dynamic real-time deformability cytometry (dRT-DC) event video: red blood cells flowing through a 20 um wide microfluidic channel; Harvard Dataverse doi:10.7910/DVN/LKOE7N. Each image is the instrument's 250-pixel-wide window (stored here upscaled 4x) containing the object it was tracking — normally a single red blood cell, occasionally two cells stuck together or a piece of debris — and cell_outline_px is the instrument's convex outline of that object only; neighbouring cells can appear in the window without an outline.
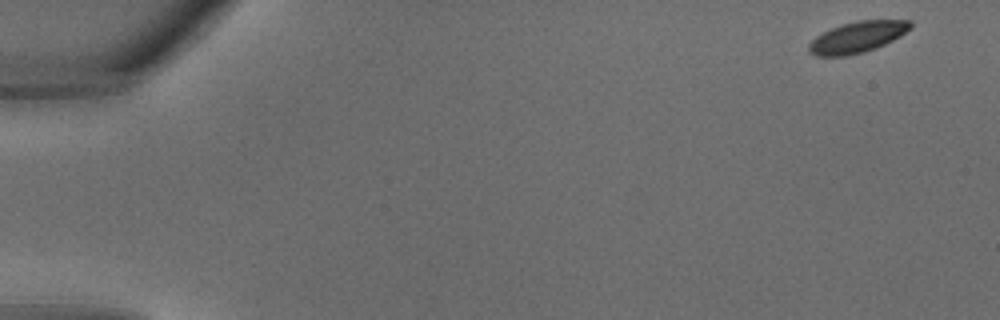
{"species": "common noctule bat (a hibernating species)", "species_latin": "Nyctalus noctula", "temperature_condition": "warm", "stored_images_in_passage": 8, "camera_frame_rate_fps": 3000, "um_per_image_px": 0.085, "animal": {"sex": "male", "body_mass_g": 18.8}, "frame": {"image": 1, "passage_image": 1, "time_ms": 0.0, "image_size_px": [1000, 320], "cell_outline_px": [[912, 28], [900, 36], [884, 44], [864, 52], [848, 56], [816, 56], [808, 52], [808, 44], [816, 36], [840, 24], [856, 20], [912, 20]], "centroid_in_image_um": [72.87, 3.15], "position_along_channel_um": 12.1, "area_um2": 18.5}}